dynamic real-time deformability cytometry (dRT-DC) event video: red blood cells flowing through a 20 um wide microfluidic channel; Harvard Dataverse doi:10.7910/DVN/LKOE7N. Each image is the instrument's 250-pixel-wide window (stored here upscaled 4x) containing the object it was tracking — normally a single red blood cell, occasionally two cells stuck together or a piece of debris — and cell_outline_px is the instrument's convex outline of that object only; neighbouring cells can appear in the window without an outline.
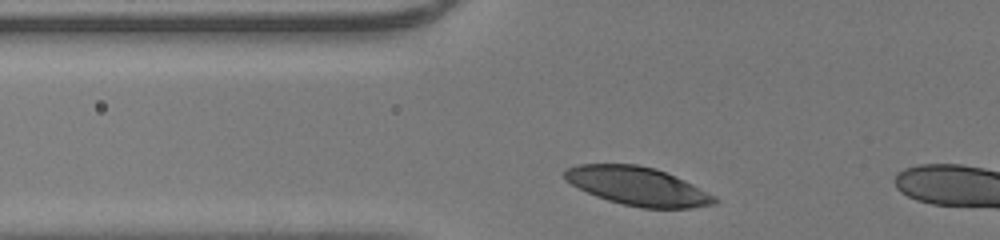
{"species": "human", "species_latin": "Homo sapiens", "temperature_condition": "room temperature", "stored_images_in_passage": 26, "camera_frame_rate_fps": 3000, "um_per_image_px": 0.085, "donor": {"sex": "male"}, "frame": {"image": 1, "passage_image": 2, "time_ms": 0.333, "image_size_px": [1000, 240], "cell_outline_px": [[720, 200], [716, 204], [688, 208], [640, 208], [608, 200], [596, 196], [564, 180], [564, 172], [568, 168], [580, 164], [636, 164], [656, 168], [684, 180], [716, 196]], "centroid_in_image_um": [54.23, 15.83], "position_along_channel_um": 71.6, "area_um2": 33.41}}
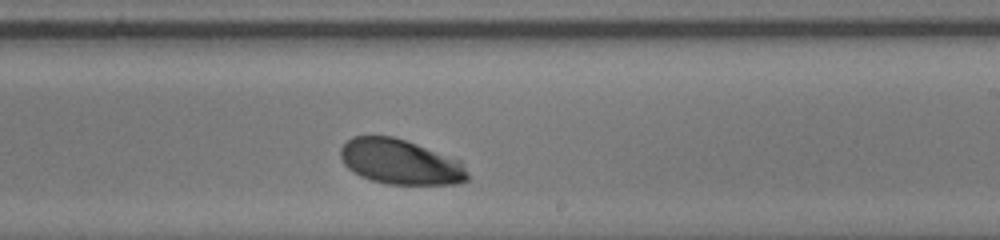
{"frame": {"image": 2, "passage_image": 16, "time_ms": 5.0, "image_size_px": [1000, 240], "cell_outline_px": [[468, 180], [460, 184], [388, 184], [372, 180], [360, 176], [348, 168], [344, 164], [340, 156], [340, 148], [352, 136], [392, 136], [416, 144], [460, 160], [468, 172]], "centroid_in_image_um": [34.03, 13.77], "position_along_channel_um": 255.0, "area_um2": 33.23}}
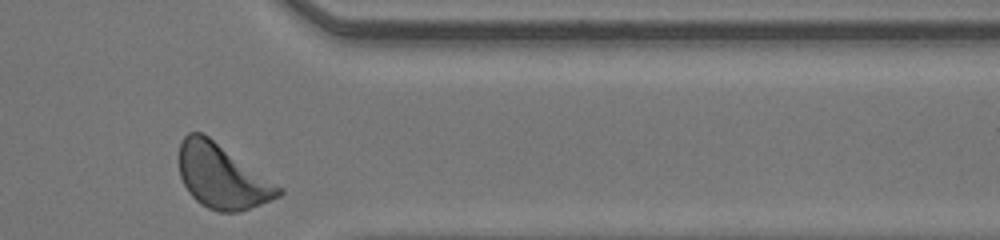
{"frame": {"image": 3, "passage_image": 26, "time_ms": 8.333, "image_size_px": [1000, 240], "cell_outline_px": [[284, 192], [280, 196], [260, 204], [236, 212], [220, 212], [208, 208], [200, 204], [188, 192], [180, 176], [180, 140], [188, 132], [200, 132], [208, 136], [284, 188]], "centroid_in_image_um": [18.88, 14.99], "position_along_channel_um": 392.5, "area_um2": 36.99}, "authors_computed_cell_mechanics": {"area_um2": 33.9575, "velocity_mm_per_s": 4.1932, "shape_relaxation_time_tau1_ms": 0.8084, "shape_relaxation_time_tau2_ms": null, "deformation_change_tau1": 0.0889, "deformation_change_tau2": null}}